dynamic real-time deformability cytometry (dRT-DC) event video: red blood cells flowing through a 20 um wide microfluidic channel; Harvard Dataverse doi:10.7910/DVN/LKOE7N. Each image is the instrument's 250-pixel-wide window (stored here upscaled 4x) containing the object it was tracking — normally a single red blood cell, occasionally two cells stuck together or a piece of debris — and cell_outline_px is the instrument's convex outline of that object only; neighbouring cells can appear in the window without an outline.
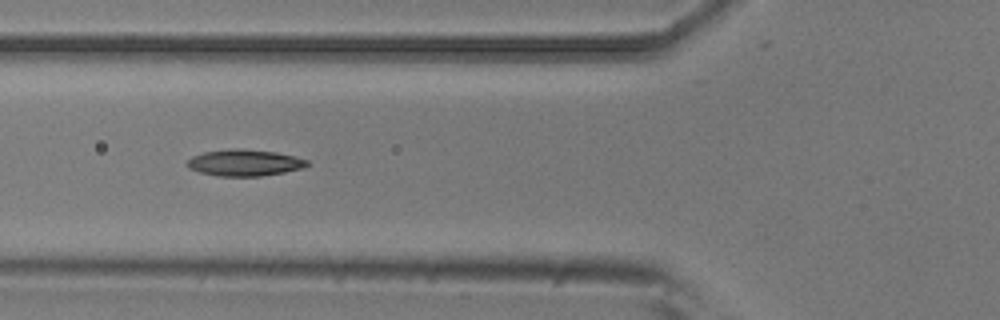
{"species": "common noctule bat (a hibernating species)", "species_latin": "Nyctalus noctula", "temperature_condition": "room temperature", "stored_images_in_passage": 8, "camera_frame_rate_fps": 3000, "um_per_image_px": 0.085, "animal": {"sex": "male", "body_mass_g": 20.5, "forearm_length_mm": 52.5}, "frame": {"image": 1, "passage_image": 4, "time_ms": 1.0, "image_size_px": [1000, 320], "cell_outline_px": [[308, 164], [304, 168], [284, 172], [260, 176], [216, 176], [200, 172], [188, 168], [188, 160], [192, 156], [204, 152], [232, 148], [240, 148], [276, 152], [308, 160]], "centroid_in_image_um": [20.77, 13.83], "position_along_channel_um": 105.0, "area_um2": 18.44}}
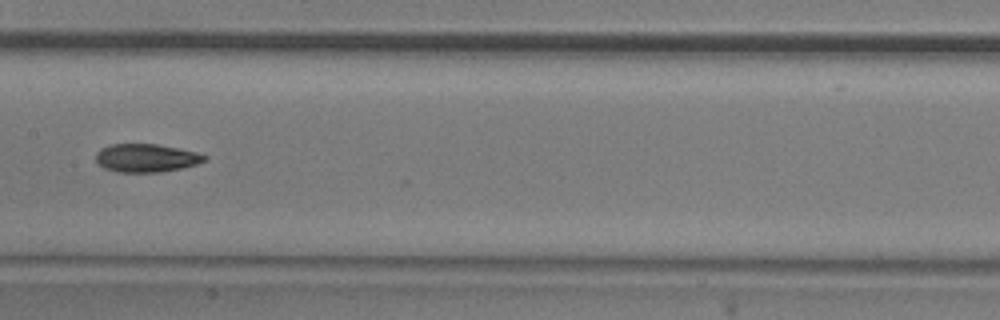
{"frame": {"image": 2, "passage_image": 6, "time_ms": 1.667, "image_size_px": [1000, 320], "cell_outline_px": [[208, 156], [204, 160], [196, 164], [180, 168], [160, 172], [116, 172], [104, 168], [96, 160], [96, 152], [100, 148], [112, 144], [156, 144], [196, 152]], "centroid_in_image_um": [12.39, 13.43], "position_along_channel_um": 195.0, "area_um2": 17.69}}
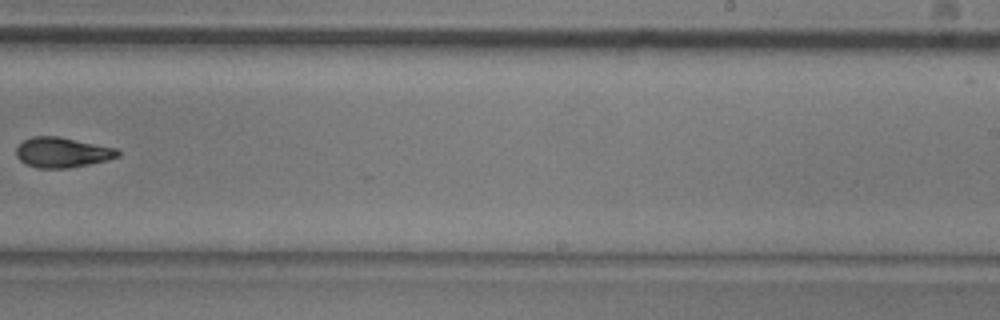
{"frame": {"image": 3, "passage_image": 8, "time_ms": 2.333, "image_size_px": [1000, 320], "cell_outline_px": [[120, 156], [108, 160], [68, 168], [36, 168], [24, 164], [16, 156], [16, 148], [24, 140], [32, 136], [56, 136], [116, 148], [120, 152]], "centroid_in_image_um": [5.27, 12.96], "position_along_channel_um": 283.7, "area_um2": 17.8}}